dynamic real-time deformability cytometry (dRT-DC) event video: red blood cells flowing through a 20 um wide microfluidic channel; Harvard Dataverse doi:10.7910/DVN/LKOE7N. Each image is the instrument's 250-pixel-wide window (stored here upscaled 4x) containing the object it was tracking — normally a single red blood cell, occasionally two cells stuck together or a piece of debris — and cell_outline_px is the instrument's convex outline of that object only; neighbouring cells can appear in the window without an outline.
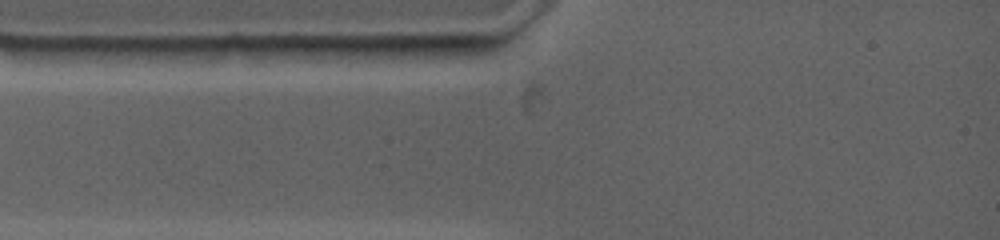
{"species": "common noctule bat (a hibernating species)", "species_latin": "Nyctalus noctula", "temperature_condition": "warm", "stored_images_in_passage": 4, "camera_frame_rate_fps": 4500, "um_per_image_px": 0.085, "animal": {"sex": "female", "body_mass_g": 19.0, "forearm_length_mm": 53.3}, "frame": {"image": 1, "passage_image": 4, "time_ms": 3.556, "image_size_px": [1000, 240], "cell_outline_px": [[404, 48], [396, 64], [256, 48], [288, 44], [400, 44]], "centroid_in_image_um": [29.52, 4.35], "position_along_channel_um": 55.5, "area_um2": 12.31}}